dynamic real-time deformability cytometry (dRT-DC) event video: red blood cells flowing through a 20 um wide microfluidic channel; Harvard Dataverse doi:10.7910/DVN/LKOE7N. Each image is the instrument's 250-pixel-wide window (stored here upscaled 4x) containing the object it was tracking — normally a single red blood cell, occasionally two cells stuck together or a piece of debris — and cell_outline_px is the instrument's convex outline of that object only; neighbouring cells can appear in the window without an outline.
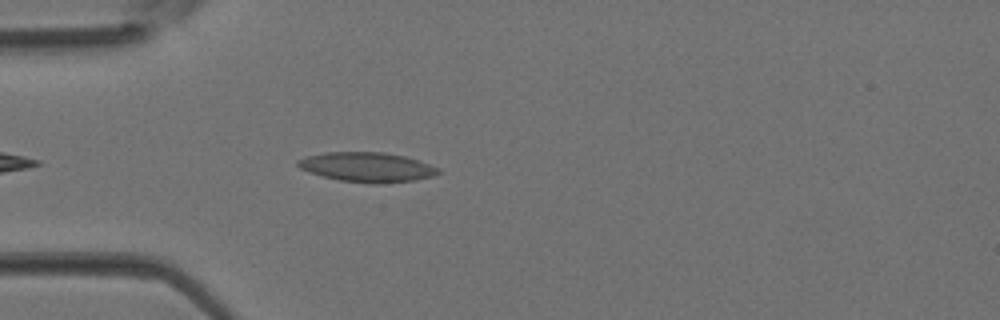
{"species": "Egyptian fruit bat (a non-hibernating species)", "species_latin": "Rousettus aegyptiacus", "temperature_condition": "room temperature", "stored_images_in_passage": 2, "camera_frame_rate_fps": 3000, "um_per_image_px": 0.085, "animal": {"sex": "female"}, "frame": {"image": 1, "passage_image": 2, "time_ms": 0.333, "image_size_px": [1000, 320], "cell_outline_px": [[440, 172], [432, 176], [416, 180], [376, 184], [372, 184], [340, 180], [308, 172], [300, 168], [296, 164], [296, 160], [308, 156], [324, 152], [384, 152], [404, 156], [440, 168]], "centroid_in_image_um": [31.18, 14.2], "position_along_channel_um": 53.8, "area_um2": 24.16}}